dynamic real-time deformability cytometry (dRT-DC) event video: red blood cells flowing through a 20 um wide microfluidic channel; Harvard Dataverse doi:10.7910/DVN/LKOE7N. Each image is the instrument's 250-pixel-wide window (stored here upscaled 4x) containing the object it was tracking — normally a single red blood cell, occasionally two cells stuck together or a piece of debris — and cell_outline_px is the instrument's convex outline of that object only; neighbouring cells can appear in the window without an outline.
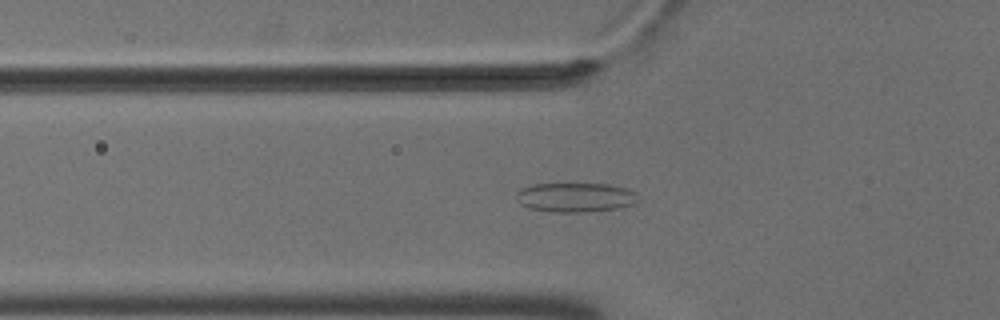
{"species": "common noctule bat (a hibernating species)", "species_latin": "Nyctalus noctula", "temperature_condition": "cold", "stored_images_in_passage": 51, "camera_frame_rate_fps": 3000, "um_per_image_px": 0.085, "animal": {"sex": "male", "body_mass_g": 18.8}, "frame": {"image": 1, "passage_image": 20, "time_ms": 6.333, "image_size_px": [1000, 320], "cell_outline_px": [[636, 192], [632, 204], [620, 208], [588, 212], [552, 212], [528, 208], [520, 204], [516, 196], [516, 192], [520, 188], [536, 184], [608, 184], [624, 188]], "centroid_in_image_um": [48.84, 16.78], "position_along_channel_um": 77.0, "area_um2": 20.69}}
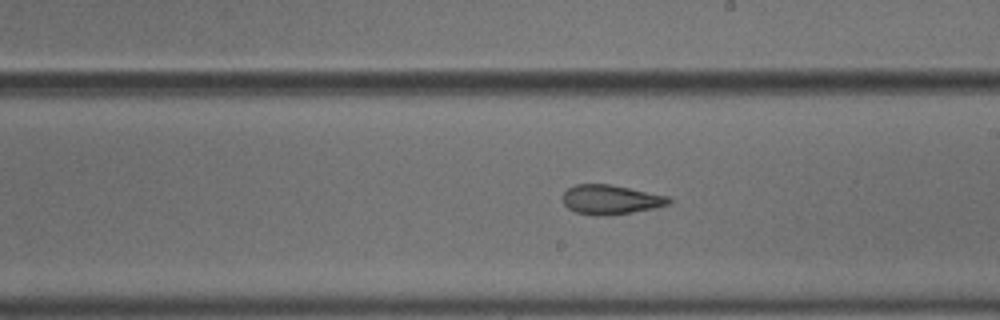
{"frame": {"image": 2, "passage_image": 33, "time_ms": 10.667, "image_size_px": [1000, 320], "cell_outline_px": [[672, 204], [656, 208], [632, 212], [604, 216], [596, 216], [576, 212], [568, 208], [564, 204], [564, 192], [568, 188], [576, 184], [608, 184], [668, 196], [672, 200]], "centroid_in_image_um": [51.93, 16.98], "position_along_channel_um": 237.1, "area_um2": 18.15}}
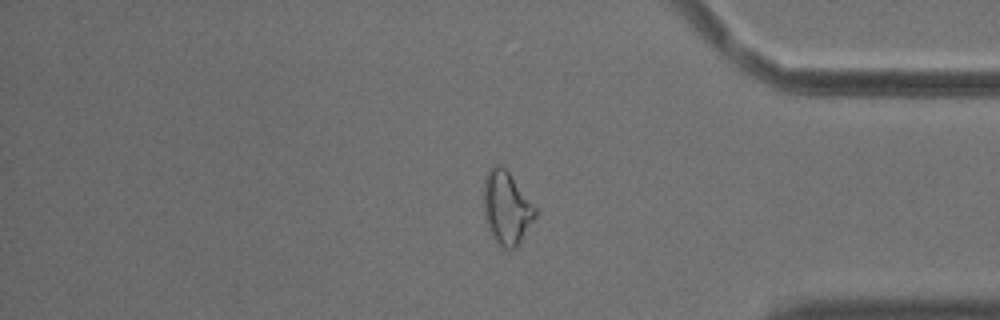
{"frame": {"image": 3, "passage_image": 47, "time_ms": 15.333, "image_size_px": [1000, 320], "cell_outline_px": [[536, 216], [516, 248], [504, 248], [496, 240], [488, 224], [484, 212], [484, 176], [488, 168], [492, 164], [500, 164], [508, 172], [536, 208]], "centroid_in_image_um": [43.05, 17.61], "position_along_channel_um": 392.2, "area_um2": 21.44}}